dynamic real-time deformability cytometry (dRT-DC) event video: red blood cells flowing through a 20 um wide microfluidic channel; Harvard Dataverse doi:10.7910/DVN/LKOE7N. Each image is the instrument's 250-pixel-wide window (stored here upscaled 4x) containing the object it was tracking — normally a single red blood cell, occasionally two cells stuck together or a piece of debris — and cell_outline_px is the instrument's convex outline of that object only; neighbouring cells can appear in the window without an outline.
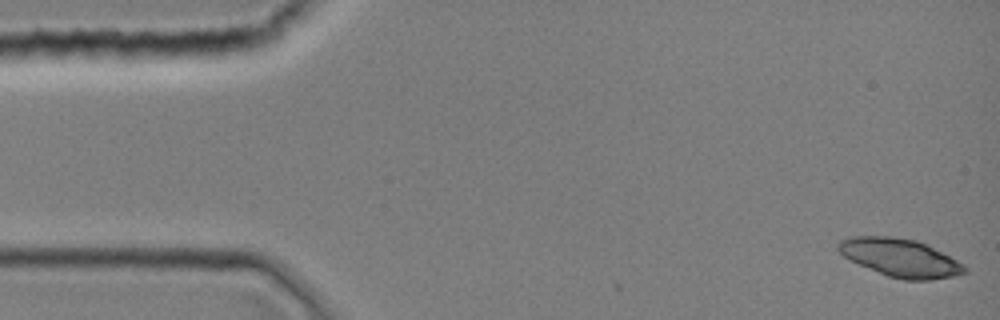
{"species": "common noctule bat (a hibernating species)", "species_latin": "Nyctalus noctula", "temperature_condition": "room temperature", "stored_images_in_passage": 11, "camera_frame_rate_fps": 3000, "um_per_image_px": 0.085, "animal": {"sex": "female", "body_mass_g": 19.0, "forearm_length_mm": 51.5}, "frame": {"image": 1, "passage_image": 1, "time_ms": 0.0, "image_size_px": [1000, 320], "cell_outline_px": [[968, 272], [952, 276], [928, 280], [904, 280], [888, 276], [860, 264], [844, 256], [836, 248], [836, 244], [840, 240], [852, 236], [892, 236], [916, 240], [964, 264], [968, 268]], "centroid_in_image_um": [76.5, 21.9], "position_along_channel_um": 8.5, "area_um2": 27.63}}
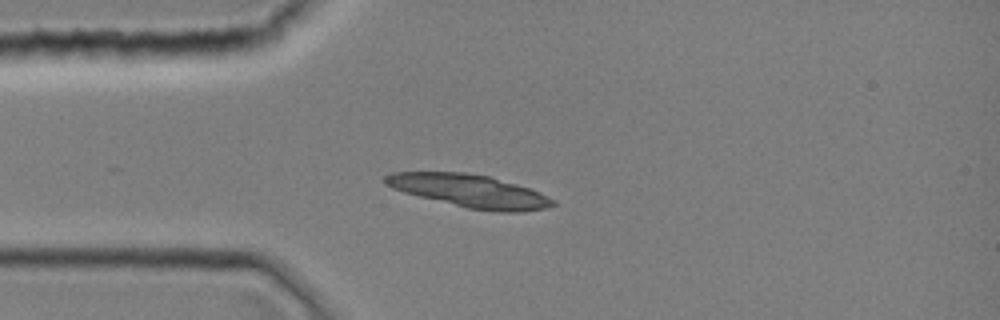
{"frame": {"image": 2, "passage_image": 10, "time_ms": 3.0, "image_size_px": [1000, 320], "cell_outline_px": [[556, 204], [544, 208], [520, 212], [500, 212], [468, 208], [404, 192], [392, 188], [384, 184], [384, 176], [392, 172], [464, 172], [488, 176], [516, 184], [540, 192], [556, 200]], "centroid_in_image_um": [39.92, 16.23], "position_along_channel_um": 45.1, "area_um2": 31.79}}